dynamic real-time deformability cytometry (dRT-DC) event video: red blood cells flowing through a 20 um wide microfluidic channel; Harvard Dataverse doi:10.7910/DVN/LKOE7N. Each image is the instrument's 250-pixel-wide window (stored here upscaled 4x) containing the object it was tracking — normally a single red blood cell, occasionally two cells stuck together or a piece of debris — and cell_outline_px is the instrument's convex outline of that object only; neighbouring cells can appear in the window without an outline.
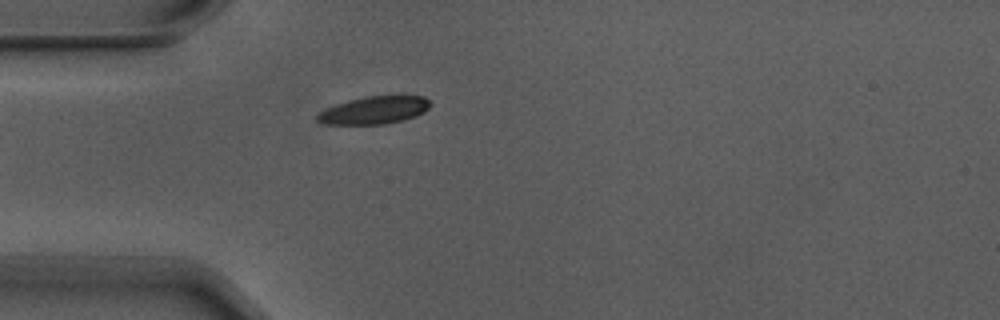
{"species": "Egyptian fruit bat (a non-hibernating species)", "species_latin": "Rousettus aegyptiacus", "temperature_condition": "warm", "stored_images_in_passage": 1, "camera_frame_rate_fps": 3000, "um_per_image_px": 0.085, "animal": {"sex": "male"}, "frame": {"image": 1, "passage_image": 1, "time_ms": 0.0, "image_size_px": [1000, 320], "cell_outline_px": [[432, 104], [424, 112], [416, 116], [404, 120], [384, 124], [324, 124], [316, 120], [316, 116], [324, 108], [348, 100], [364, 96], [424, 96]], "centroid_in_image_um": [31.8, 9.36], "position_along_channel_um": 53.2, "area_um2": 18.26}}